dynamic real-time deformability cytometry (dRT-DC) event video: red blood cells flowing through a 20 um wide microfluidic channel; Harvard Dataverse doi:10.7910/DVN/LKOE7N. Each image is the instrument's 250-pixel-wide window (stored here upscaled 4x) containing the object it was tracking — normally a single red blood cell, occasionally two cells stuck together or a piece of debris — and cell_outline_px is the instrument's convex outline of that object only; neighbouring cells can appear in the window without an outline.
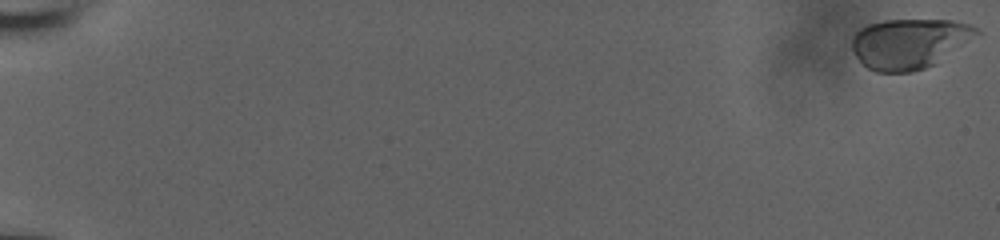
{"species": "human", "species_latin": "Homo sapiens", "temperature_condition": "room temperature", "stored_images_in_passage": 58, "camera_frame_rate_fps": 3000, "um_per_image_px": 0.085, "donor": {"sex": "male"}, "frame": {"image": 1, "passage_image": 1, "time_ms": 0.0, "image_size_px": [1000, 240], "cell_outline_px": [[980, 32], [936, 64], [912, 72], [876, 72], [868, 68], [856, 56], [852, 48], [852, 36], [860, 28], [868, 24], [884, 20], [952, 20], [968, 24], [976, 28]], "centroid_in_image_um": [77.26, 3.69], "position_along_channel_um": 7.7, "area_um2": 36.07}}
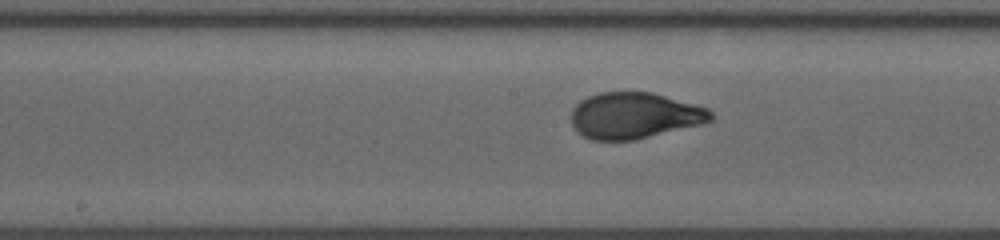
{"frame": {"image": 2, "passage_image": 33, "time_ms": 10.667, "image_size_px": [1000, 240], "cell_outline_px": [[712, 120], [700, 124], [632, 140], [592, 140], [576, 132], [572, 124], [572, 108], [580, 100], [588, 96], [600, 92], [652, 92], [696, 104], [708, 108], [712, 112]], "centroid_in_image_um": [53.9, 9.81], "position_along_channel_um": 194.3, "area_um2": 37.4}}
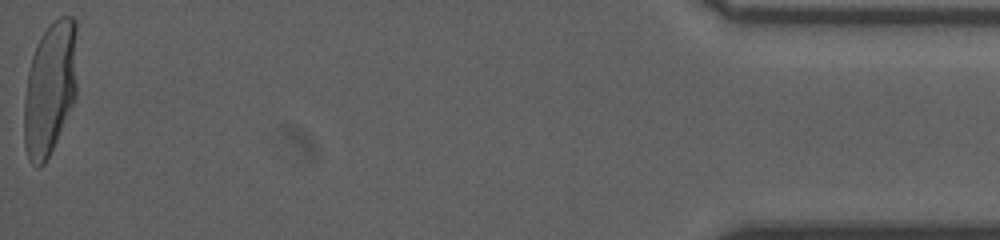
{"frame": {"image": 3, "passage_image": 58, "time_ms": 19.0, "image_size_px": [1000, 240], "cell_outline_px": [[76, 96], [56, 140], [44, 164], [40, 168], [36, 168], [28, 160], [24, 148], [24, 100], [28, 72], [32, 56], [36, 44], [44, 32], [60, 16], [72, 16], [76, 20]], "centroid_in_image_um": [4.23, 7.54], "position_along_channel_um": 431.0, "area_um2": 41.15}, "authors_computed_cell_mechanics": {"area_um2": 37.6856, "velocity_mm_per_s": 3.852, "shape_relaxation_time_tau1_ms": 3.3657, "shape_relaxation_time_tau2_ms": null, "deformation_change_tau1": 0.1622, "deformation_change_tau2": null}}